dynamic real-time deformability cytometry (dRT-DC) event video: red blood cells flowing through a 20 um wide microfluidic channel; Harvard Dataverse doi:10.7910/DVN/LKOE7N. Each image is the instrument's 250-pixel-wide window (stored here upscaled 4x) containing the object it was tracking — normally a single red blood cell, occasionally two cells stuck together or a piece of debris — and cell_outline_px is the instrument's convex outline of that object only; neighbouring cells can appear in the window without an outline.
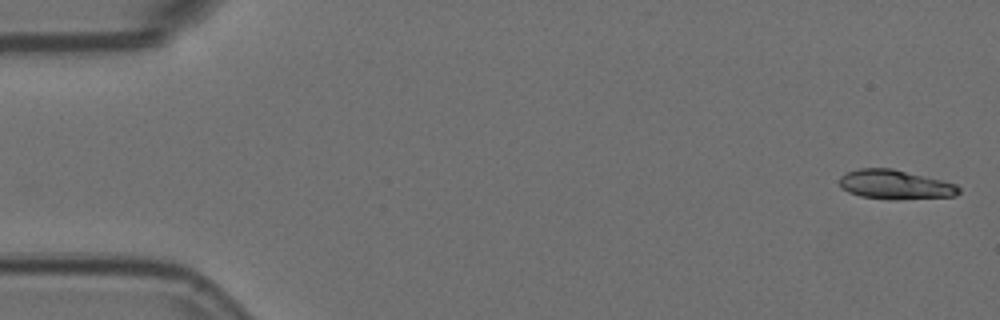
{"species": "Egyptian fruit bat (a non-hibernating species)", "species_latin": "Rousettus aegyptiacus", "temperature_condition": "room temperature", "stored_images_in_passage": 5, "camera_frame_rate_fps": 3000, "um_per_image_px": 0.085, "animal": {"sex": "female"}, "frame": {"image": 1, "passage_image": 1, "time_ms": 0.0, "image_size_px": [1000, 320], "cell_outline_px": [[960, 192], [956, 196], [896, 200], [892, 200], [860, 196], [848, 192], [840, 188], [840, 176], [848, 172], [860, 168], [892, 168], [956, 184], [960, 188]], "centroid_in_image_um": [76.08, 15.7], "position_along_channel_um": 8.9, "area_um2": 20.4}}
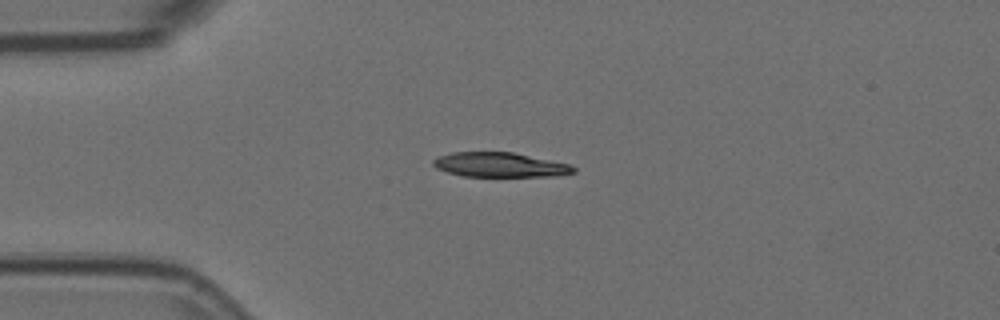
{"frame": {"image": 2, "passage_image": 4, "time_ms": 1.0, "image_size_px": [1000, 320], "cell_outline_px": [[576, 172], [556, 176], [464, 176], [448, 172], [436, 168], [432, 164], [432, 160], [440, 156], [452, 152], [512, 152], [568, 164], [576, 168]], "centroid_in_image_um": [42.47, 14.01], "position_along_channel_um": 42.5, "area_um2": 19.88}}